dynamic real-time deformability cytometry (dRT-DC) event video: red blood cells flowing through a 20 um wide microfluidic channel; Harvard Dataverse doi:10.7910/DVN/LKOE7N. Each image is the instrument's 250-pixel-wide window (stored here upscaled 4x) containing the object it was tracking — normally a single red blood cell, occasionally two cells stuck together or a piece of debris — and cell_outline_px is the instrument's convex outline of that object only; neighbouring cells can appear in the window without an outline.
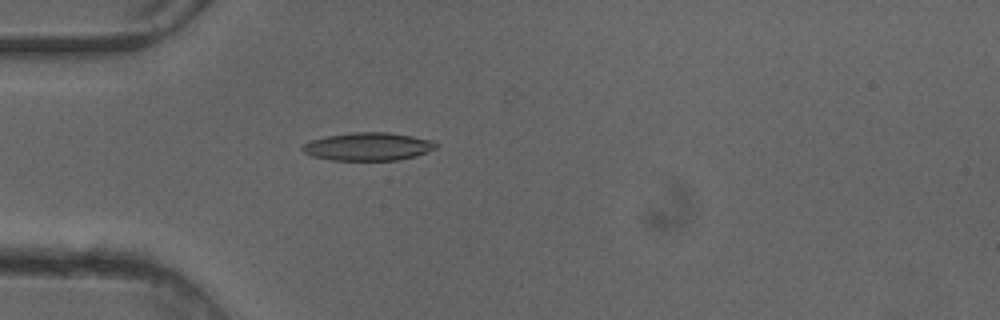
{"species": "common noctule bat (a hibernating species)", "species_latin": "Nyctalus noctula", "temperature_condition": "cold", "stored_images_in_passage": 24, "camera_frame_rate_fps": 3000, "um_per_image_px": 0.085, "animal": {"sex": "female"}, "frame": {"image": 1, "passage_image": 15, "time_ms": 4.667, "image_size_px": [1000, 320], "cell_outline_px": [[440, 144], [436, 148], [416, 156], [396, 160], [332, 160], [312, 156], [304, 152], [300, 148], [300, 144], [312, 140], [328, 136], [352, 132], [388, 132], [436, 140]], "centroid_in_image_um": [31.31, 12.45], "position_along_channel_um": 53.7, "area_um2": 21.96}}
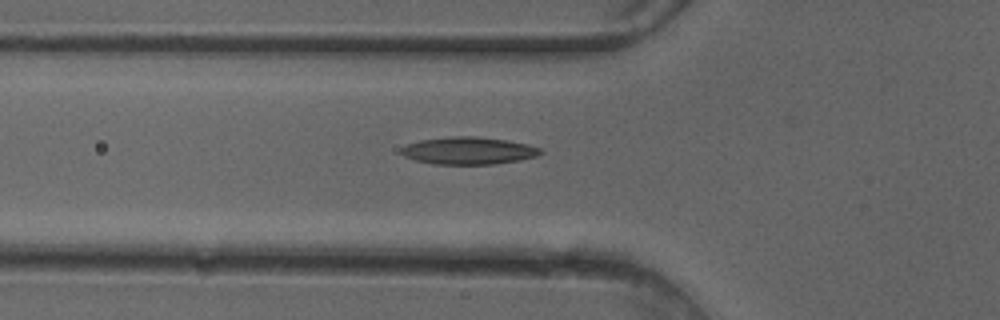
{"frame": {"image": 2, "passage_image": 18, "time_ms": 5.667, "image_size_px": [1000, 320], "cell_outline_px": [[544, 152], [536, 156], [520, 160], [492, 164], [432, 164], [416, 160], [404, 156], [400, 152], [400, 148], [408, 144], [420, 140], [448, 136], [476, 136], [508, 140], [528, 144], [540, 148]], "centroid_in_image_um": [39.82, 12.8], "position_along_channel_um": 86.0, "area_um2": 22.31}}
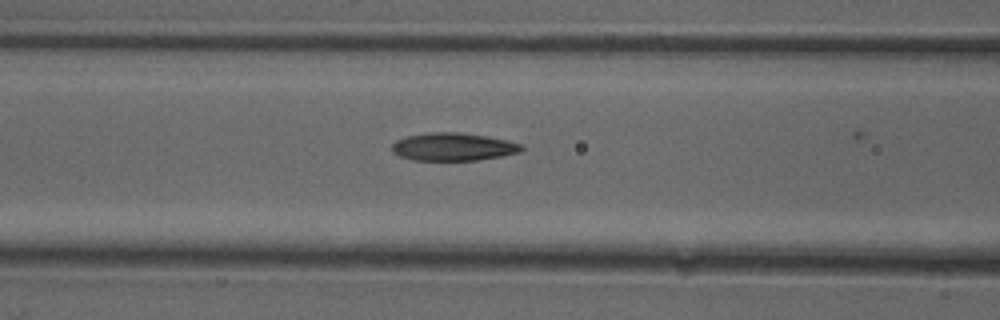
{"frame": {"image": 3, "passage_image": 21, "time_ms": 6.667, "image_size_px": [1000, 320], "cell_outline_px": [[524, 148], [520, 152], [500, 156], [476, 160], [412, 160], [400, 156], [392, 152], [392, 144], [396, 140], [404, 136], [428, 132], [460, 132], [488, 136], [508, 140], [524, 144]], "centroid_in_image_um": [38.52, 12.46], "position_along_channel_um": 128.1, "area_um2": 21.27}}